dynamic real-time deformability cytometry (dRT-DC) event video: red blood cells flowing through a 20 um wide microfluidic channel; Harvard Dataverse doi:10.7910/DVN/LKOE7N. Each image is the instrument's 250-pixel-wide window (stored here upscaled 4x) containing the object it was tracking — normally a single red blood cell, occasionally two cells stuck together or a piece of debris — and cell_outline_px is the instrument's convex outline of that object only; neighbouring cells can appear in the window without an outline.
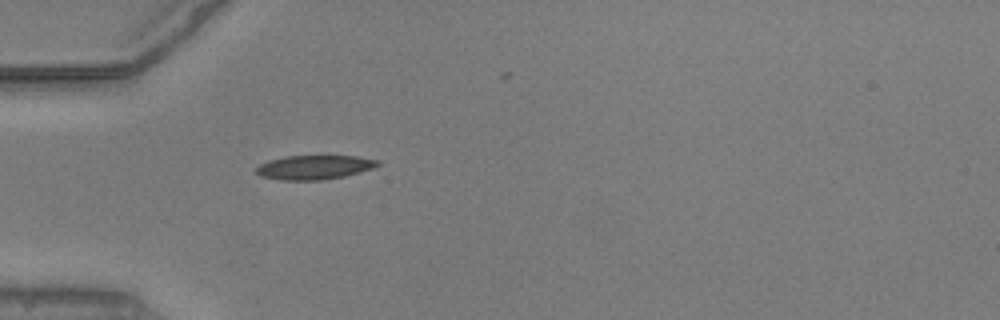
{"species": "common noctule bat (a hibernating species)", "species_latin": "Nyctalus noctula", "temperature_condition": "warm", "stored_images_in_passage": 27, "camera_frame_rate_fps": 3000, "um_per_image_px": 0.085, "animal": {"sex": "male", "body_mass_g": 20.5, "forearm_length_mm": 52.5}, "frame": {"image": 1, "passage_image": 1, "time_ms": 0.0, "image_size_px": [1000, 320], "cell_outline_px": [[380, 164], [372, 168], [344, 176], [320, 180], [280, 180], [260, 176], [256, 172], [256, 168], [260, 164], [268, 160], [284, 156], [356, 156], [380, 160]], "centroid_in_image_um": [26.69, 14.21], "position_along_channel_um": 58.3, "area_um2": 17.05}}
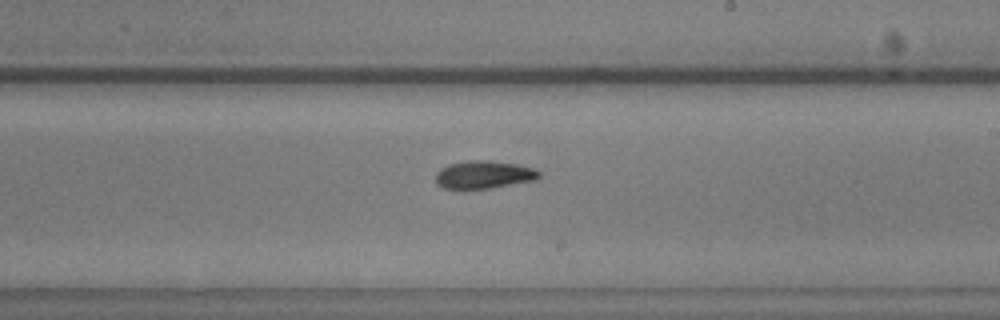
{"frame": {"image": 2, "passage_image": 16, "time_ms": 5.0, "image_size_px": [1000, 320], "cell_outline_px": [[540, 176], [536, 180], [492, 188], [444, 188], [436, 184], [436, 172], [440, 168], [448, 164], [468, 160], [488, 160], [516, 164], [532, 168], [540, 172]], "centroid_in_image_um": [41.11, 14.84], "position_along_channel_um": 247.9, "area_um2": 16.76}}
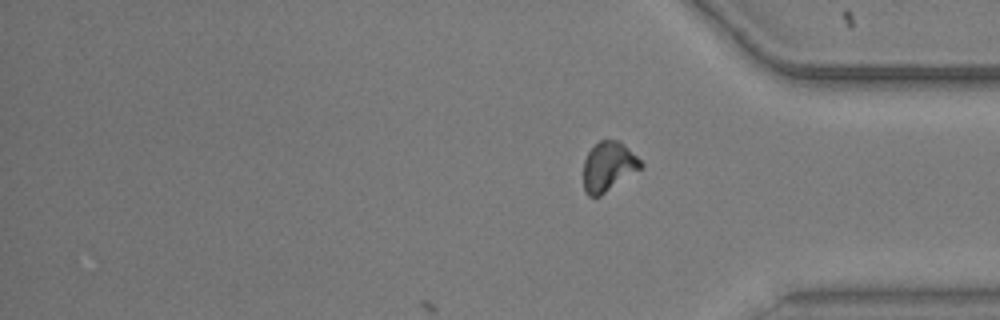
{"frame": {"image": 3, "passage_image": 27, "time_ms": 8.667, "image_size_px": [1000, 320], "cell_outline_px": [[644, 164], [640, 168], [600, 196], [588, 196], [584, 192], [584, 160], [588, 152], [600, 140], [616, 140], [624, 144]], "centroid_in_image_um": [51.69, 14.16], "position_along_channel_um": 383.5, "area_um2": 16.18}, "authors_computed_cell_mechanics": {"area_um2": 16.6464, "velocity_mm_per_s": 3.8988, "shape_relaxation_time_tau1_ms": null, "shape_relaxation_time_tau2_ms": 8.2854, "deformation_change_tau1": null, "deformation_change_tau2": 0.1283}}